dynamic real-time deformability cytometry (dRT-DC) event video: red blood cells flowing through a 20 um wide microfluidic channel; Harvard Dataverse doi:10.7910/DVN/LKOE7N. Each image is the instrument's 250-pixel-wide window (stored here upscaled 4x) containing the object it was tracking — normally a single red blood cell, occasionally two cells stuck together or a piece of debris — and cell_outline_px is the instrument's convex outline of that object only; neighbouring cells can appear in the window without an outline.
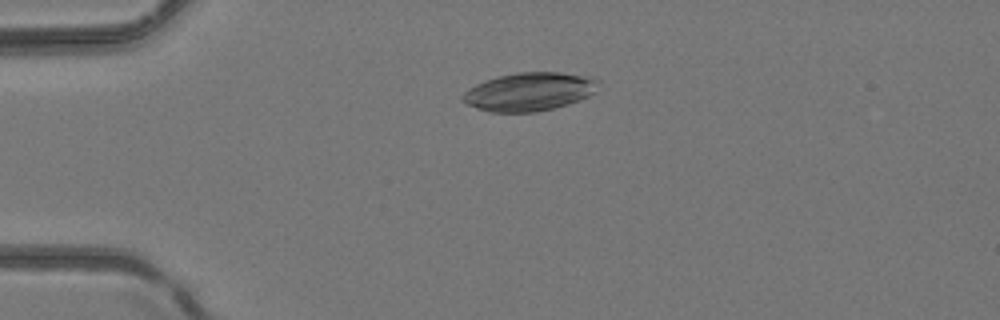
{"species": "common noctule bat (a hibernating species)", "species_latin": "Nyctalus noctula", "temperature_condition": "room temperature", "stored_images_in_passage": 4, "camera_frame_rate_fps": 3000, "um_per_image_px": 0.085, "animal": {"sex": "female", "body_mass_g": 24.6, "forearm_length_mm": 56.2}, "frame": {"image": 1, "passage_image": 3, "time_ms": 0.667, "image_size_px": [1000, 320], "cell_outline_px": [[600, 80], [596, 92], [588, 96], [568, 104], [536, 112], [488, 112], [476, 108], [460, 100], [460, 96], [468, 88], [476, 84], [496, 76], [516, 72], [560, 72], [592, 76]], "centroid_in_image_um": [44.99, 7.78], "position_along_channel_um": 40.0, "area_um2": 30.69}}